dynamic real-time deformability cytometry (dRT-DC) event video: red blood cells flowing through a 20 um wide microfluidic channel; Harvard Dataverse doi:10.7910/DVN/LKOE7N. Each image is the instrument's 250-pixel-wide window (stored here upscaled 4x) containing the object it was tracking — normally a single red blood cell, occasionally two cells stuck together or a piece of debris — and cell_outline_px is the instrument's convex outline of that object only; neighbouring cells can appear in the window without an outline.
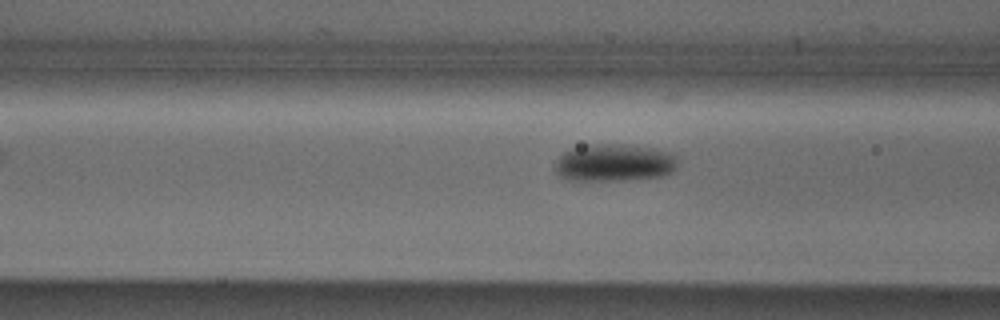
{"species": "Egyptian fruit bat (a non-hibernating species)", "species_latin": "Rousettus aegyptiacus", "temperature_condition": "cold", "stored_images_in_passage": 4, "camera_frame_rate_fps": 3000, "um_per_image_px": 0.085, "animal": {"sex": "male"}, "frame": {"image": 1, "passage_image": 4, "time_ms": 1.0, "image_size_px": [1000, 320], "cell_outline_px": [[676, 168], [672, 172], [660, 176], [624, 180], [568, 180], [560, 176], [556, 172], [556, 160], [564, 152], [572, 148], [588, 144], [616, 144], [652, 148], [668, 152], [676, 156]], "centroid_in_image_um": [52.18, 13.83], "position_along_channel_um": 114.4, "area_um2": 26.53}}